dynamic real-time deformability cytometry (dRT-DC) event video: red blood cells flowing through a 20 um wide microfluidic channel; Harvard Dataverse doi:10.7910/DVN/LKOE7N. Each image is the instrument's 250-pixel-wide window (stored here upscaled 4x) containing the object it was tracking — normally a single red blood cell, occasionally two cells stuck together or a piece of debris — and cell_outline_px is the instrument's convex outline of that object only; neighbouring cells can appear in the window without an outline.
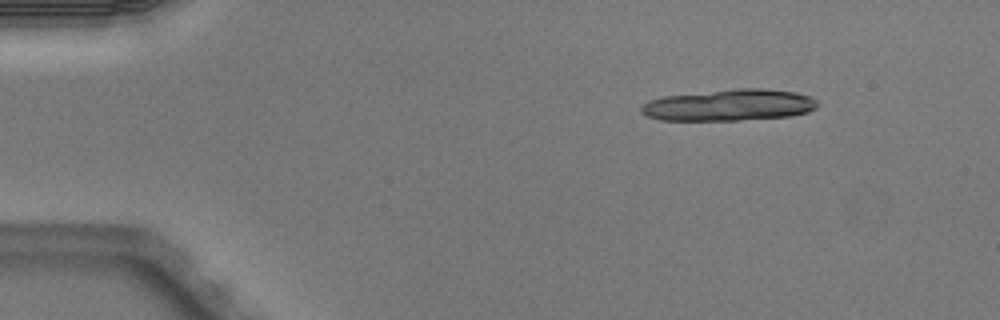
{"species": "Egyptian fruit bat (a non-hibernating species)", "species_latin": "Rousettus aegyptiacus", "temperature_condition": "warm", "stored_images_in_passage": 4, "camera_frame_rate_fps": 3000, "um_per_image_px": 0.085, "animal": {"sex": "male"}, "frame": {"image": 1, "passage_image": 4, "time_ms": 1.0, "image_size_px": [1000, 320], "cell_outline_px": [[820, 104], [816, 108], [808, 112], [792, 116], [736, 120], [660, 120], [644, 116], [640, 112], [640, 104], [648, 100], [664, 96], [736, 88], [760, 88], [796, 92], [812, 96]], "centroid_in_image_um": [61.97, 8.93], "position_along_channel_um": 23.0, "area_um2": 32.77}}